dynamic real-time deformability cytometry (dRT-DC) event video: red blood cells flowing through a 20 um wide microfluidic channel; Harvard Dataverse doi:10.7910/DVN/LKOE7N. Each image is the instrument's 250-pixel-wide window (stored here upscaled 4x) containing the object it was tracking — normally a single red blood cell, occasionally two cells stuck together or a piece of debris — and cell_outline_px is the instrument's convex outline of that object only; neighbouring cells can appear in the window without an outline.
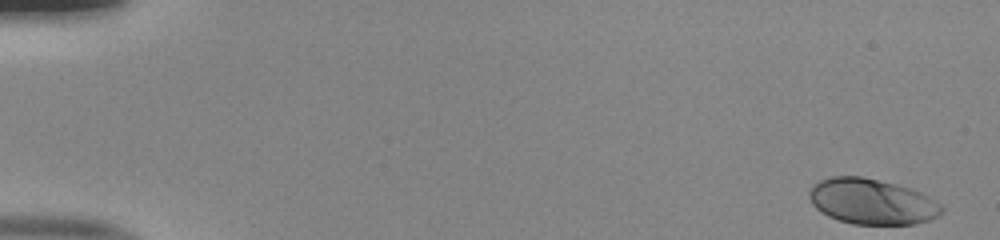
{"species": "human", "species_latin": "Homo sapiens", "temperature_condition": "room temperature", "stored_images_in_passage": 51, "camera_frame_rate_fps": 3000, "um_per_image_px": 0.085, "donor": {"sex": "male"}, "frame": {"image": 1, "passage_image": 1, "time_ms": 0.0, "image_size_px": [1000, 240], "cell_outline_px": [[944, 212], [928, 220], [916, 224], [852, 224], [828, 216], [820, 212], [812, 204], [808, 196], [808, 192], [812, 184], [820, 180], [832, 176], [860, 176], [896, 184], [920, 192], [928, 196], [940, 204], [944, 208]], "centroid_in_image_um": [74.08, 17.13], "position_along_channel_um": 10.9, "area_um2": 35.2}}
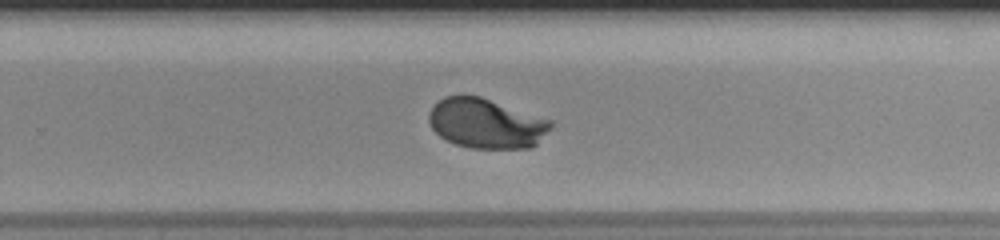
{"frame": {"image": 2, "passage_image": 34, "time_ms": 11.0, "image_size_px": [1000, 240], "cell_outline_px": [[552, 128], [532, 148], [472, 148], [456, 144], [440, 136], [432, 128], [428, 120], [428, 112], [444, 96], [460, 92], [480, 96], [552, 120]], "centroid_in_image_um": [41.31, 10.46], "position_along_channel_um": 288.5, "area_um2": 35.72}}
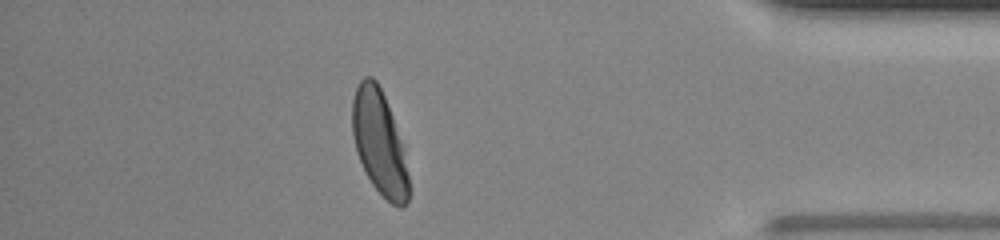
{"frame": {"image": 3, "passage_image": 45, "time_ms": 14.667, "image_size_px": [1000, 240], "cell_outline_px": [[412, 192], [408, 200], [400, 208], [392, 204], [372, 184], [356, 152], [352, 132], [352, 100], [356, 88], [360, 80], [364, 76], [372, 76], [376, 80], [384, 96], [404, 144]], "centroid_in_image_um": [32.29, 12.14], "position_along_channel_um": 402.9, "area_um2": 34.74}, "authors_computed_cell_mechanics": {"area_um2": 35.2002, "velocity_mm_per_s": 4.0049, "shape_relaxation_time_tau1_ms": 2.1957, "shape_relaxation_time_tau2_ms": null, "deformation_change_tau1": 0.1632, "deformation_change_tau2": null}}